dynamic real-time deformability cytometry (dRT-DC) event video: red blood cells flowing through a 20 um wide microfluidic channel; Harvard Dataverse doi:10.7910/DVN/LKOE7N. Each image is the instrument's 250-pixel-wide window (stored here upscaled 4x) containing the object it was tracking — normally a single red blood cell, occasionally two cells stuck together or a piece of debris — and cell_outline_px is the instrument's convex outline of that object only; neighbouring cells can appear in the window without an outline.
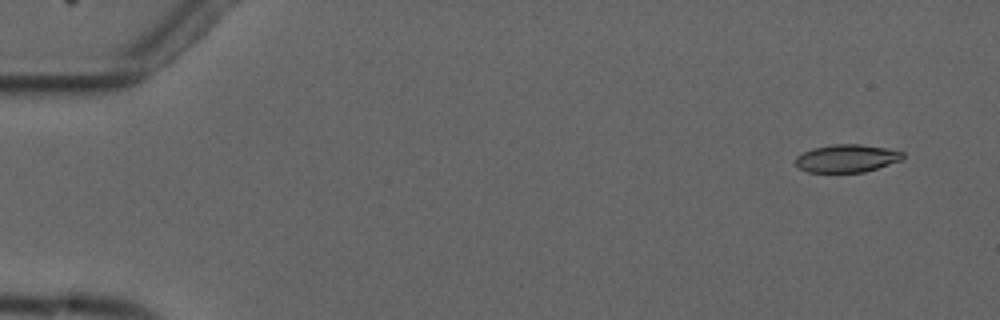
{"species": "common noctule bat (a hibernating species)", "species_latin": "Nyctalus noctula", "temperature_condition": "cold", "stored_images_in_passage": 5, "camera_frame_rate_fps": 3000, "um_per_image_px": 0.085, "animal": {"sex": "male", "forearm_length_mm": 52.5}, "frame": {"image": 1, "passage_image": 1, "time_ms": 0.0, "image_size_px": [1000, 320], "cell_outline_px": [[904, 156], [900, 160], [864, 172], [808, 172], [800, 168], [796, 164], [796, 156], [812, 148], [832, 144], [860, 144], [884, 148], [904, 152]], "centroid_in_image_um": [71.95, 13.45], "position_along_channel_um": 13.1, "area_um2": 17.17}}